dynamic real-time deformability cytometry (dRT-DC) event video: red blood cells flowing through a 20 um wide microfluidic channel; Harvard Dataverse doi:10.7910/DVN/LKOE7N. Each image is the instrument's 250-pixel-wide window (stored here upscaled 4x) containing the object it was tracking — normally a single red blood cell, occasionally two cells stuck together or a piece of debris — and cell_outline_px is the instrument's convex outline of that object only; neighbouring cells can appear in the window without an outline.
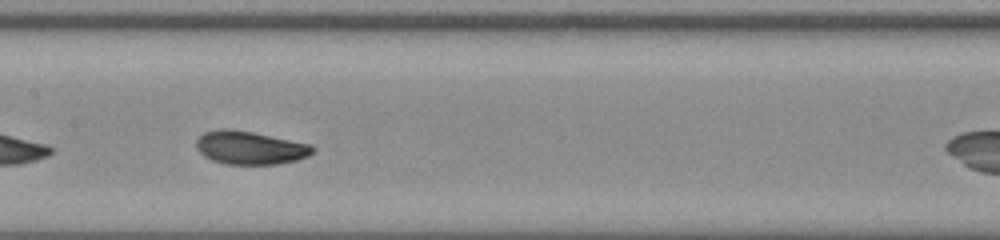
{"species": "common noctule bat (a hibernating species)", "species_latin": "Nyctalus noctula", "temperature_condition": "room temperature", "stored_images_in_passage": 25, "camera_frame_rate_fps": 3000, "um_per_image_px": 0.085, "animal": {"sex": "male", "body_mass_g": 20.0, "forearm_length_mm": 53.3}, "frame": {"image": 1, "passage_image": 15, "time_ms": 4.667, "image_size_px": [1000, 240], "cell_outline_px": [[316, 148], [308, 156], [296, 160], [276, 164], [224, 164], [212, 160], [204, 156], [196, 148], [196, 140], [204, 132], [220, 128], [224, 128], [252, 132], [312, 144]], "centroid_in_image_um": [21.24, 12.55], "position_along_channel_um": 186.2, "area_um2": 22.54}}
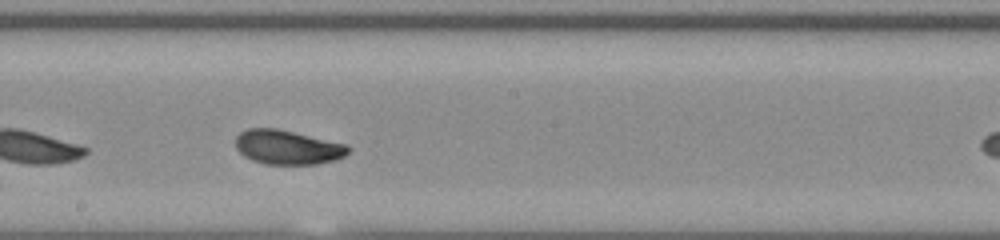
{"frame": {"image": 2, "passage_image": 18, "time_ms": 5.667, "image_size_px": [1000, 240], "cell_outline_px": [[348, 152], [344, 156], [332, 160], [316, 164], [264, 164], [252, 160], [244, 156], [236, 148], [236, 136], [240, 132], [248, 128], [276, 128], [348, 144]], "centroid_in_image_um": [24.41, 12.51], "position_along_channel_um": 223.8, "area_um2": 22.43}}
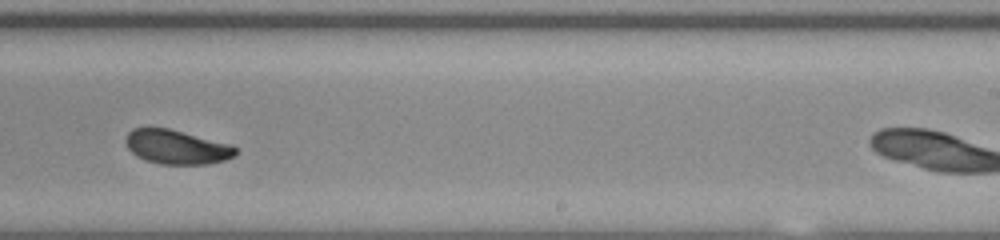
{"frame": {"image": 3, "passage_image": 22, "time_ms": 7.0, "image_size_px": [1000, 240], "cell_outline_px": [[236, 156], [224, 160], [208, 164], [160, 164], [144, 160], [136, 156], [128, 148], [124, 140], [128, 132], [132, 128], [168, 128], [232, 144], [236, 148]], "centroid_in_image_um": [15.01, 12.5], "position_along_channel_um": 274.0, "area_um2": 22.02}}